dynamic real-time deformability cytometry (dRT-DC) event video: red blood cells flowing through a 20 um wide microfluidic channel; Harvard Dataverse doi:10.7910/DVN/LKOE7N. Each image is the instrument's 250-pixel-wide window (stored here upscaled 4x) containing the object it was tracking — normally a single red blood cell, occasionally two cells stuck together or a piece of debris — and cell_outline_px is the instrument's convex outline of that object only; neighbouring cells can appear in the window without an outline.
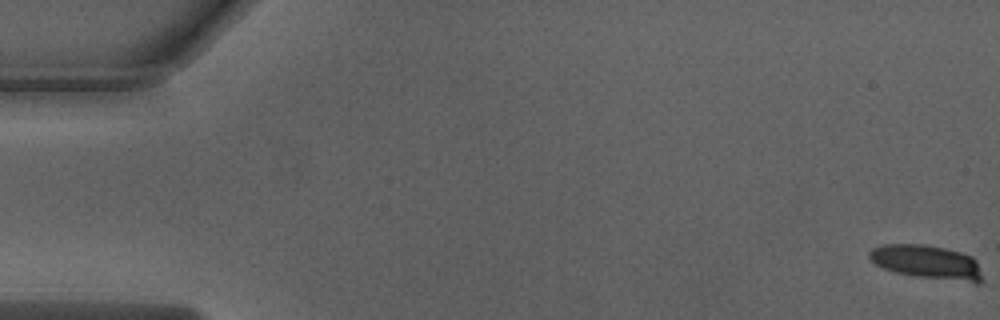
{"species": "Egyptian fruit bat (a non-hibernating species)", "species_latin": "Rousettus aegyptiacus", "temperature_condition": "warm", "stored_images_in_passage": 31, "camera_frame_rate_fps": 3000, "um_per_image_px": 0.085, "animal": {"sex": "male"}, "frame": {"image": 1, "passage_image": 1, "time_ms": 0.0, "image_size_px": [1000, 320], "cell_outline_px": [[980, 284], [976, 284], [916, 276], [896, 272], [884, 268], [876, 264], [868, 256], [868, 252], [872, 248], [884, 244], [924, 244], [944, 248], [960, 252], [972, 256], [976, 260], [980, 272]], "centroid_in_image_um": [78.8, 22.28], "position_along_channel_um": 6.2, "area_um2": 22.31}}
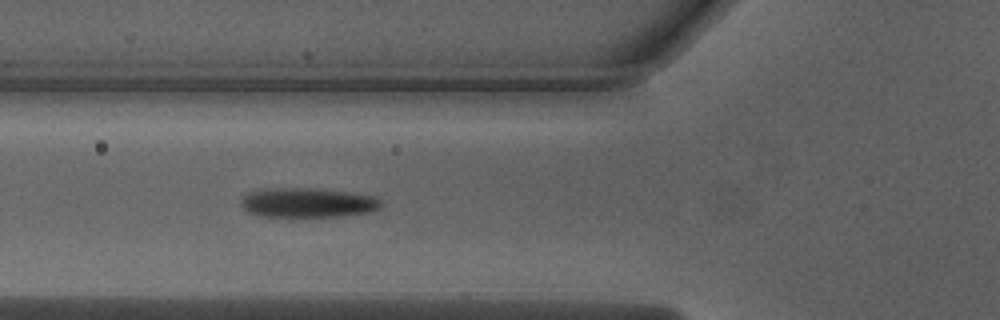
{"frame": {"image": 2, "passage_image": 20, "time_ms": 6.333, "image_size_px": [1000, 320], "cell_outline_px": [[384, 204], [380, 208], [372, 212], [344, 216], [288, 220], [260, 216], [248, 212], [240, 204], [240, 200], [248, 192], [276, 188], [312, 188], [344, 192], [372, 196], [380, 200]], "centroid_in_image_um": [26.12, 17.3], "position_along_channel_um": 99.7, "area_um2": 25.14}}
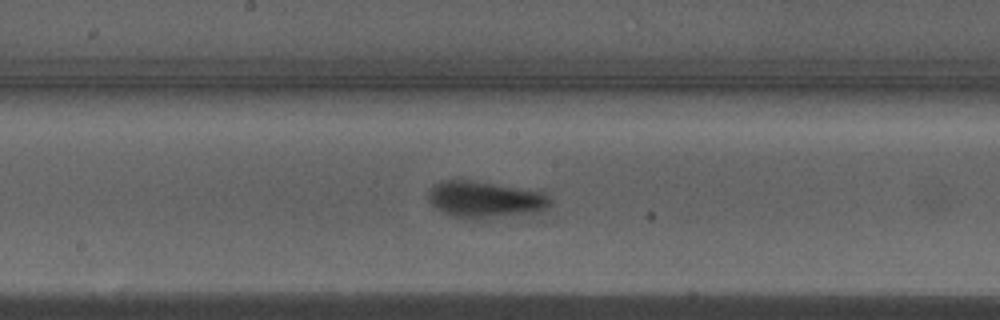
{"frame": {"image": 3, "passage_image": 28, "time_ms": 9.0, "image_size_px": [1000, 320], "cell_outline_px": [[552, 204], [548, 208], [536, 212], [476, 220], [472, 220], [448, 216], [436, 208], [428, 200], [428, 192], [436, 184], [444, 180], [472, 180], [544, 192], [552, 200]], "centroid_in_image_um": [41.23, 16.98], "position_along_channel_um": 207.0, "area_um2": 26.24}}